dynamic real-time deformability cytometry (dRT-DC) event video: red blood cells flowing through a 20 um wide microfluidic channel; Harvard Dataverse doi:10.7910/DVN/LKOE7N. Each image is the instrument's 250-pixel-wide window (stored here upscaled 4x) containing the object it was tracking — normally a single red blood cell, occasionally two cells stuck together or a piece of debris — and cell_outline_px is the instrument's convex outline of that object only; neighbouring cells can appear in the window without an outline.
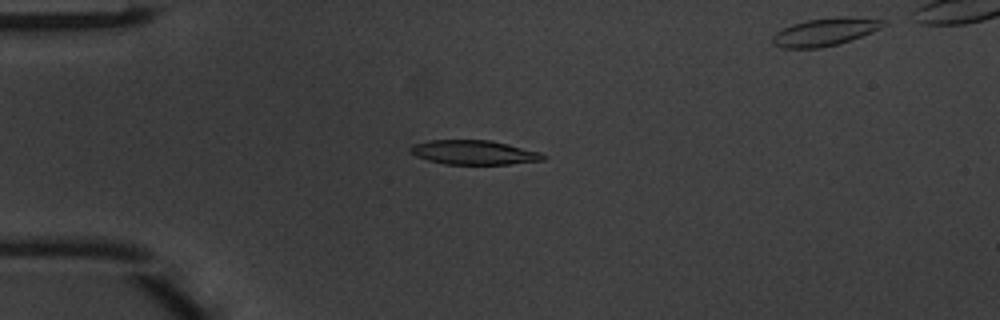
{"species": "common noctule bat (a hibernating species)", "species_latin": "Nyctalus noctula", "temperature_condition": "warm", "stored_images_in_passage": 28, "camera_frame_rate_fps": 3000, "um_per_image_px": 0.085, "animal": {"sex": "male", "body_mass_g": 20.1, "forearm_length_mm": 53.5}, "frame": {"image": 1, "passage_image": 11, "time_ms": 3.333, "image_size_px": [1000, 320], "cell_outline_px": [[548, 156], [544, 160], [508, 164], [444, 164], [428, 160], [416, 156], [408, 152], [408, 148], [412, 144], [428, 140], [492, 140], [540, 152]], "centroid_in_image_um": [40.25, 12.95], "position_along_channel_um": 44.8, "area_um2": 18.96}}
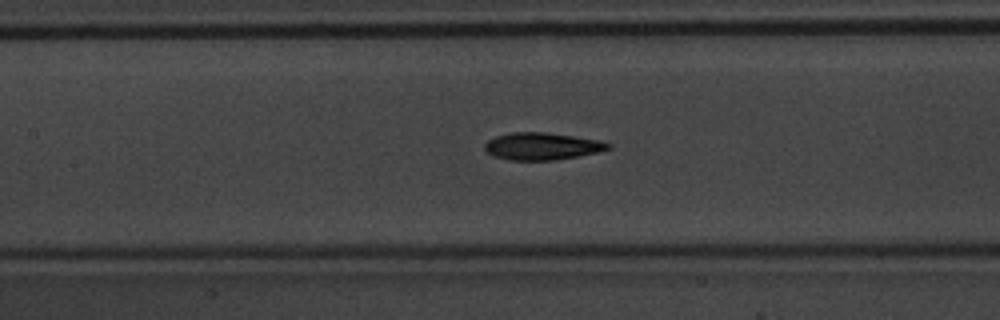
{"frame": {"image": 2, "passage_image": 21, "time_ms": 6.667, "image_size_px": [1000, 320], "cell_outline_px": [[612, 148], [596, 152], [556, 160], [508, 160], [492, 156], [484, 148], [484, 144], [488, 140], [496, 136], [512, 132], [544, 132], [572, 136], [596, 140], [612, 144]], "centroid_in_image_um": [46.02, 12.43], "position_along_channel_um": 161.4, "area_um2": 19.42}}
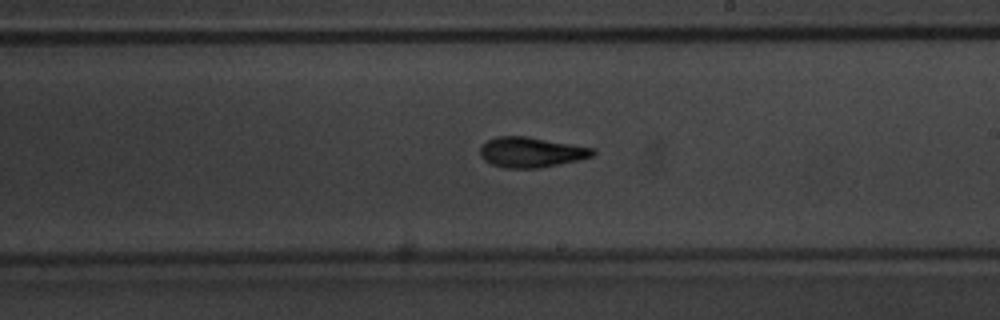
{"frame": {"image": 3, "passage_image": 27, "time_ms": 8.667, "image_size_px": [1000, 320], "cell_outline_px": [[596, 152], [592, 156], [560, 164], [540, 168], [504, 168], [492, 164], [484, 160], [480, 156], [480, 148], [488, 140], [496, 136], [528, 136], [596, 148]], "centroid_in_image_um": [45.16, 12.93], "position_along_channel_um": 243.8, "area_um2": 19.94}}